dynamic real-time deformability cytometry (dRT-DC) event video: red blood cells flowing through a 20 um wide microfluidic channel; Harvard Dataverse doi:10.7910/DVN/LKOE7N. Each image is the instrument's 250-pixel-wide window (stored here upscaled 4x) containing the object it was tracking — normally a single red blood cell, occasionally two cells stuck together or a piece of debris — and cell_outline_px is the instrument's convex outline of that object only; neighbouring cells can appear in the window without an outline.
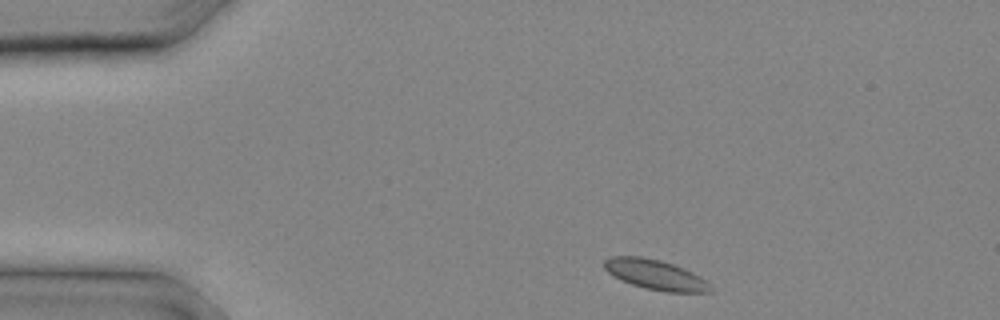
{"species": "common noctule bat (a hibernating species)", "species_latin": "Nyctalus noctula", "temperature_condition": "cold", "stored_images_in_passage": 21, "camera_frame_rate_fps": 3000, "um_per_image_px": 0.085, "animal": {"sex": "male", "body_mass_g": 20.4}, "frame": {"image": 1, "passage_image": 1, "time_ms": 0.0, "image_size_px": [1000, 320], "cell_outline_px": [[712, 292], [664, 292], [644, 288], [620, 280], [608, 272], [604, 268], [604, 260], [612, 256], [640, 256], [660, 260], [672, 264], [692, 272], [700, 276], [712, 288]], "centroid_in_image_um": [55.68, 23.35], "position_along_channel_um": 29.3, "area_um2": 18.44}}
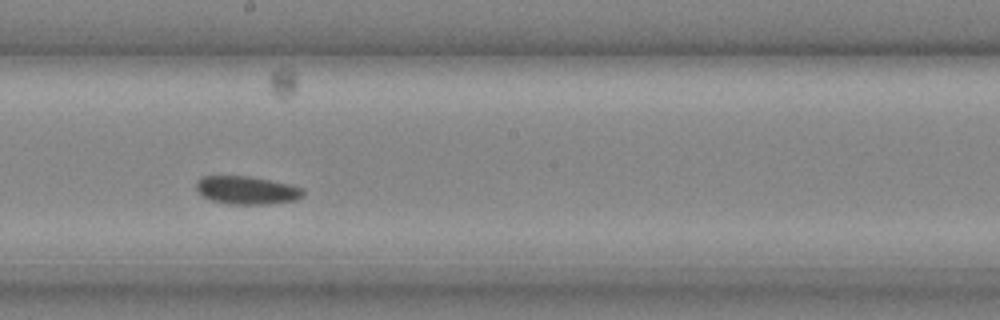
{"frame": {"image": 2, "passage_image": 11, "time_ms": 3.333, "image_size_px": [1000, 320], "cell_outline_px": [[304, 196], [296, 200], [264, 204], [228, 204], [212, 200], [204, 196], [196, 188], [196, 184], [200, 176], [252, 176], [288, 184], [304, 188]], "centroid_in_image_um": [21.0, 16.16], "position_along_channel_um": 227.2, "area_um2": 17.46}}
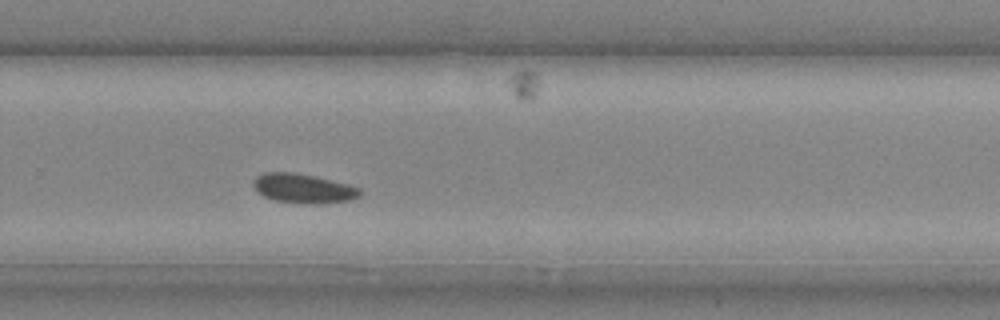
{"frame": {"image": 3, "passage_image": 14, "time_ms": 4.333, "image_size_px": [1000, 320], "cell_outline_px": [[360, 196], [348, 200], [320, 204], [304, 204], [276, 200], [264, 196], [252, 184], [252, 180], [256, 176], [264, 172], [292, 172], [332, 180], [348, 184], [360, 188]], "centroid_in_image_um": [25.77, 16.01], "position_along_channel_um": 304.0, "area_um2": 18.09}}